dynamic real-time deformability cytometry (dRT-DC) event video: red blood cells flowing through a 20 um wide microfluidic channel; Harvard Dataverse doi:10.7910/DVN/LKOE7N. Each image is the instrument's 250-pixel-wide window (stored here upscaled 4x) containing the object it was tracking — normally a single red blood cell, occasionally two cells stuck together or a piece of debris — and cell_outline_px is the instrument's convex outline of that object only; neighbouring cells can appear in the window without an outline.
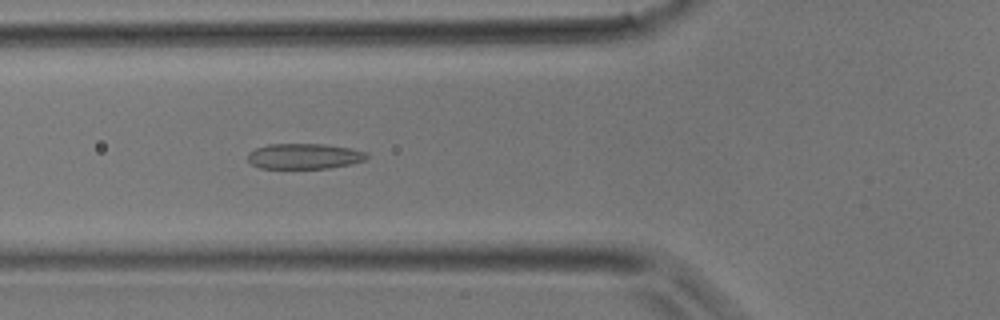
{"species": "common noctule bat (a hibernating species)", "species_latin": "Nyctalus noctula", "temperature_condition": "room temperature", "stored_images_in_passage": 32, "camera_frame_rate_fps": 3000, "um_per_image_px": 0.085, "animal": {"sex": "male", "body_mass_g": 17.9}, "frame": {"image": 1, "passage_image": 8, "time_ms": 2.333, "image_size_px": [1000, 320], "cell_outline_px": [[368, 156], [364, 160], [352, 164], [328, 168], [260, 168], [252, 164], [248, 160], [248, 152], [256, 148], [268, 144], [324, 144], [348, 148], [368, 152]], "centroid_in_image_um": [25.86, 13.28], "position_along_channel_um": 99.9, "area_um2": 17.63}}
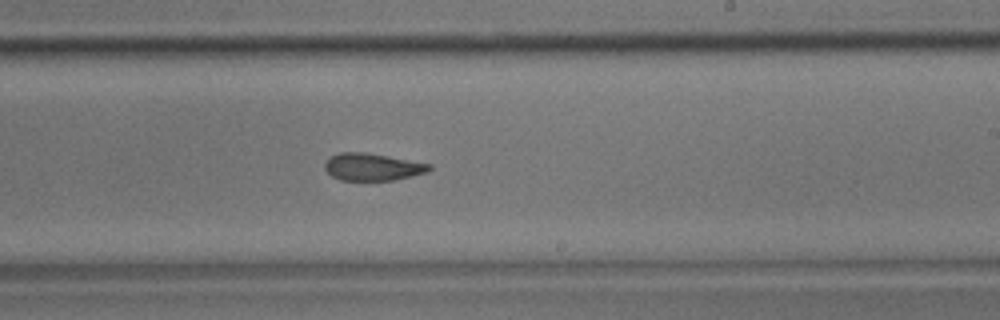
{"frame": {"image": 2, "passage_image": 17, "time_ms": 5.333, "image_size_px": [1000, 320], "cell_outline_px": [[432, 168], [428, 172], [392, 180], [340, 180], [332, 176], [324, 168], [324, 164], [328, 156], [340, 152], [364, 152], [388, 156], [432, 164]], "centroid_in_image_um": [31.63, 14.18], "position_along_channel_um": 257.4, "area_um2": 16.65}}
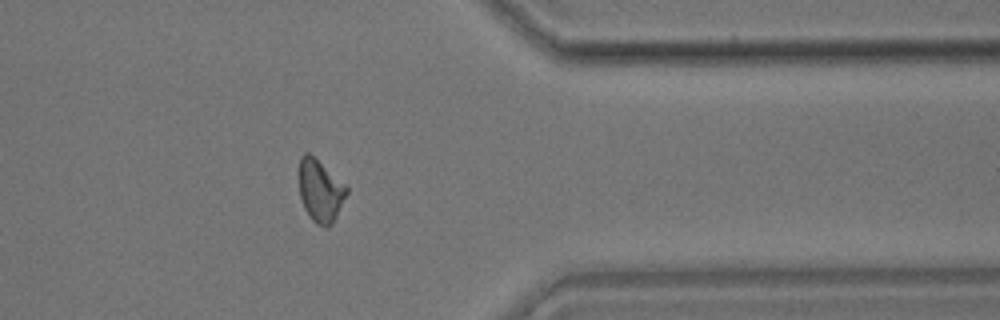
{"frame": {"image": 3, "passage_image": 25, "time_ms": 8.0, "image_size_px": [1000, 320], "cell_outline_px": [[348, 192], [332, 224], [328, 228], [324, 228], [316, 224], [312, 220], [304, 208], [300, 200], [300, 156], [304, 152], [308, 152], [348, 184]], "centroid_in_image_um": [27.25, 16.22], "position_along_channel_um": 384.1, "area_um2": 17.51}}